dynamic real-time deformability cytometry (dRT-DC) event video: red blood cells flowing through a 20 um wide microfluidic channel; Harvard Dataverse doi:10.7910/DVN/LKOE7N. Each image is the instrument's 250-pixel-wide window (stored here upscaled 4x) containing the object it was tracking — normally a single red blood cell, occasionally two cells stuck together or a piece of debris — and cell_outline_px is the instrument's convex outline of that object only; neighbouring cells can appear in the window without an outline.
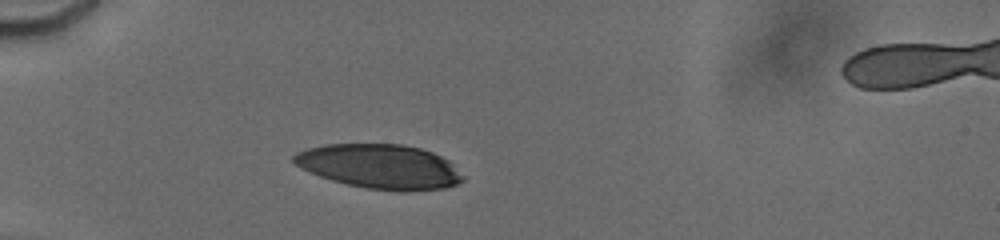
{"species": "human", "species_latin": "Homo sapiens", "temperature_condition": "cold", "stored_images_in_passage": 40, "camera_frame_rate_fps": 3000, "um_per_image_px": 0.085, "donor": {"sex": "male"}, "frame": {"image": 1, "passage_image": 5, "time_ms": 1.333, "image_size_px": [1000, 240], "cell_outline_px": [[464, 180], [456, 184], [444, 188], [404, 192], [400, 192], [368, 188], [348, 184], [332, 180], [320, 176], [300, 168], [292, 160], [292, 156], [296, 152], [308, 148], [324, 144], [400, 144], [420, 148], [432, 152], [448, 160], [464, 176]], "centroid_in_image_um": [32.28, 14.15], "position_along_channel_um": 52.7, "area_um2": 43.75}}
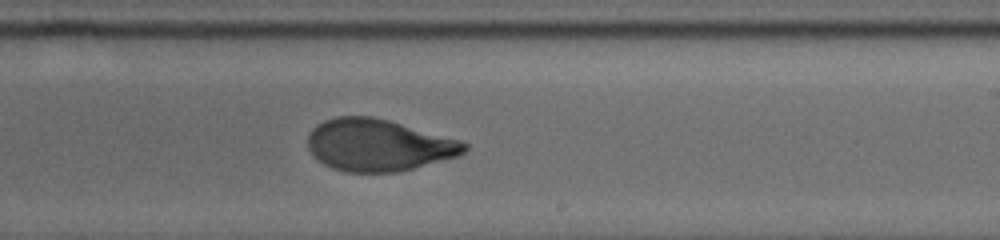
{"frame": {"image": 2, "passage_image": 26, "time_ms": 7.333, "image_size_px": [1000, 240], "cell_outline_px": [[468, 148], [460, 156], [396, 172], [344, 172], [332, 168], [324, 164], [312, 156], [308, 148], [308, 136], [312, 128], [316, 124], [324, 120], [336, 116], [372, 116], [388, 120], [464, 140], [468, 144]], "centroid_in_image_um": [32.17, 12.33], "position_along_channel_um": 256.8, "area_um2": 47.8}}
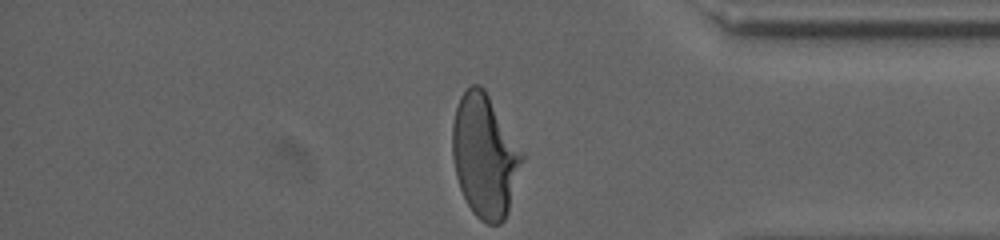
{"frame": {"image": 3, "passage_image": 40, "time_ms": 11.333, "image_size_px": [1000, 240], "cell_outline_px": [[524, 156], [508, 212], [504, 220], [500, 224], [488, 224], [480, 220], [472, 212], [460, 188], [456, 176], [452, 156], [452, 124], [456, 108], [460, 96], [472, 84], [480, 84], [484, 88], [524, 152]], "centroid_in_image_um": [41.2, 13.25], "position_along_channel_um": 394.0, "area_um2": 49.94}, "authors_computed_cell_mechanics": {"area_um2": 47.8873, "velocity_mm_per_s": 3.7952, "shape_relaxation_time_tau1_ms": 4.7915, "shape_relaxation_time_tau2_ms": 0.809, "deformation_change_tau1": 0.2293, "deformation_change_tau2": 0.0619}}